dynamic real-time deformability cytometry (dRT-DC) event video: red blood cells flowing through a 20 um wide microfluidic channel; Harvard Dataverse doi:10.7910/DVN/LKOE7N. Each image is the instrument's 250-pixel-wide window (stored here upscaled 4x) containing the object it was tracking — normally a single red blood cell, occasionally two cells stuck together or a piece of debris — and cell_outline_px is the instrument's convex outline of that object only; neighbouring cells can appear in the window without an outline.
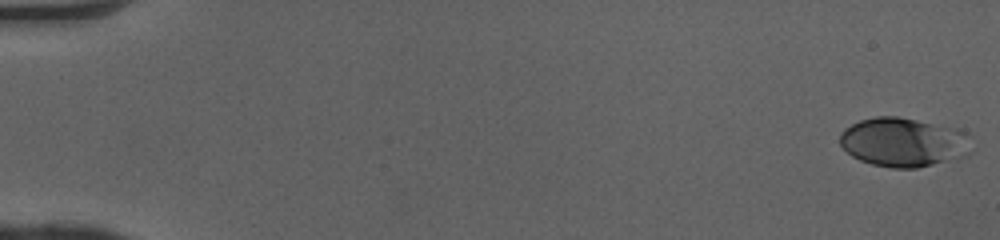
{"species": "human", "species_latin": "Homo sapiens", "temperature_condition": "cold", "stored_images_in_passage": 51, "camera_frame_rate_fps": 3000, "um_per_image_px": 0.085, "donor": {"sex": "female"}, "frame": {"image": 1, "passage_image": 1, "time_ms": 0.0, "image_size_px": [1000, 240], "cell_outline_px": [[972, 152], [968, 156], [916, 168], [892, 168], [872, 164], [860, 160], [852, 156], [840, 144], [840, 132], [844, 128], [860, 120], [876, 116], [896, 116], [956, 128], [968, 132]], "centroid_in_image_um": [76.83, 12.09], "position_along_channel_um": 8.2, "area_um2": 37.86}}
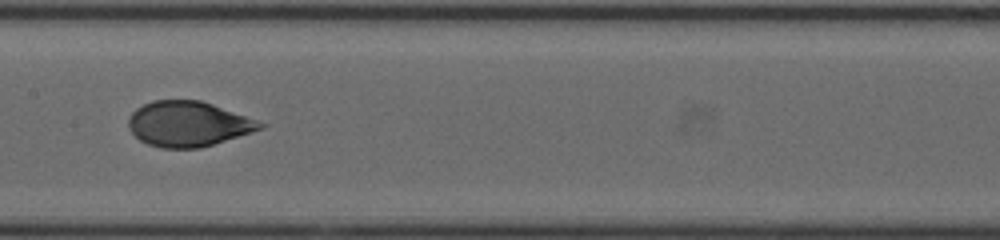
{"frame": {"image": 2, "passage_image": 27, "time_ms": 8.667, "image_size_px": [1000, 240], "cell_outline_px": [[268, 124], [264, 128], [252, 132], [200, 148], [160, 148], [148, 144], [140, 140], [128, 128], [128, 120], [132, 112], [136, 108], [152, 100], [200, 100], [212, 104]], "centroid_in_image_um": [15.99, 10.53], "position_along_channel_um": 191.4, "area_um2": 34.56}}
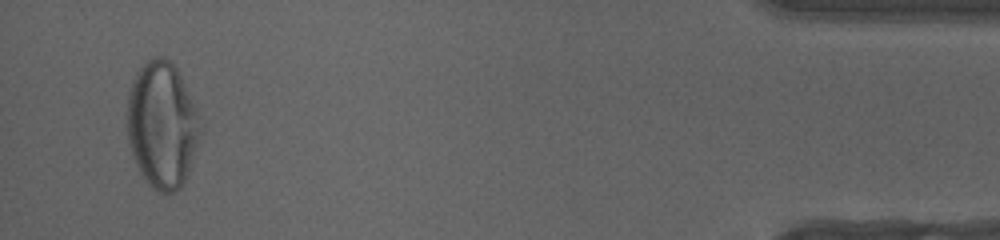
{"frame": {"image": 3, "passage_image": 49, "time_ms": 16.0, "image_size_px": [1000, 240], "cell_outline_px": [[204, 124], [200, 140], [188, 172], [180, 188], [172, 192], [160, 192], [152, 188], [148, 184], [140, 172], [132, 156], [128, 140], [128, 92], [132, 80], [136, 72], [148, 60], [156, 56], [160, 56], [172, 60]], "centroid_in_image_um": [13.8, 10.62], "position_along_channel_um": 421.4, "area_um2": 54.1}, "authors_computed_cell_mechanics": {"area_um2": 35.258, "velocity_mm_per_s": 4.0849, "shape_relaxation_time_tau1_ms": 3.4894, "shape_relaxation_time_tau2_ms": null, "deformation_change_tau1": 0.1786, "deformation_change_tau2": null}}